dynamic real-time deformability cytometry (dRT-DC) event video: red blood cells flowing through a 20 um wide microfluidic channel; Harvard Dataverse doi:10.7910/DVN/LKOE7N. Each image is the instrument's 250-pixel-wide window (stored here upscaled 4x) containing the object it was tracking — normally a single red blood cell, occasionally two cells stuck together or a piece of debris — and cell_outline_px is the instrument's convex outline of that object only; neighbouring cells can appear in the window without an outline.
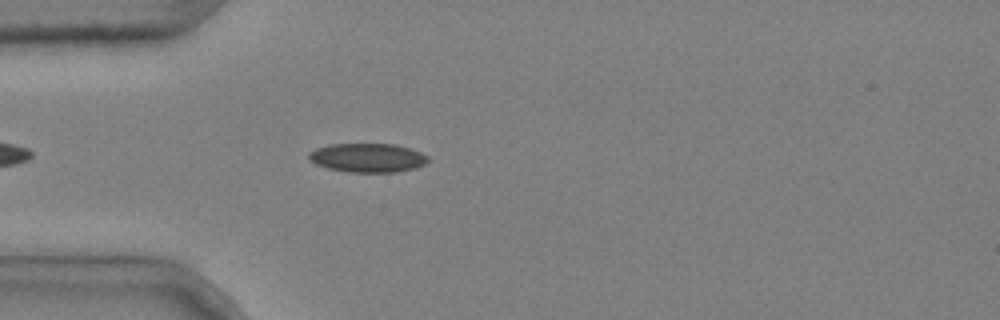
{"species": "common noctule bat (a hibernating species)", "species_latin": "Nyctalus noctula", "temperature_condition": "cold", "stored_images_in_passage": 2, "camera_frame_rate_fps": 3000, "um_per_image_px": 0.085, "animal": {"sex": "male", "body_mass_g": 20.4}, "frame": {"image": 1, "passage_image": 2, "time_ms": 0.333, "image_size_px": [1000, 320], "cell_outline_px": [[428, 160], [424, 164], [416, 168], [396, 172], [348, 172], [328, 168], [316, 164], [308, 156], [308, 152], [316, 148], [328, 144], [392, 144], [408, 148], [420, 152], [428, 156]], "centroid_in_image_um": [31.23, 13.41], "position_along_channel_um": 53.8, "area_um2": 20.0}}